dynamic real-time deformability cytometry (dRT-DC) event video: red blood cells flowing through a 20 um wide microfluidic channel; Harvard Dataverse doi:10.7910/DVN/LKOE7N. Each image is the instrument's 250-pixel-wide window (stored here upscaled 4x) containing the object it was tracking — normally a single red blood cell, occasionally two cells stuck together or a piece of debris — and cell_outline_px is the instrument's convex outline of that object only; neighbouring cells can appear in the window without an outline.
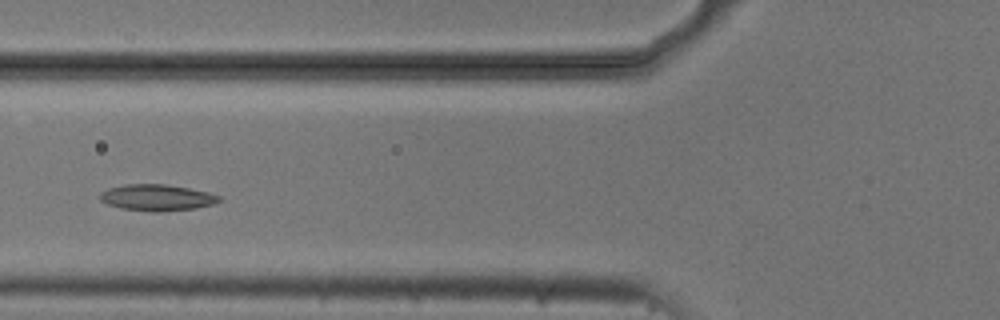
{"species": "common noctule bat (a hibernating species)", "species_latin": "Nyctalus noctula", "temperature_condition": "cold", "stored_images_in_passage": 6, "camera_frame_rate_fps": 3000, "um_per_image_px": 0.085, "animal": {"sex": "male", "body_mass_g": 20.5, "forearm_length_mm": 52.5}, "frame": {"image": 1, "passage_image": 4, "time_ms": 1.0, "image_size_px": [1000, 320], "cell_outline_px": [[220, 200], [212, 204], [196, 208], [160, 212], [152, 212], [120, 208], [108, 204], [100, 200], [100, 192], [108, 188], [124, 184], [164, 184], [188, 188], [208, 192], [220, 196]], "centroid_in_image_um": [13.3, 16.79], "position_along_channel_um": 112.5, "area_um2": 18.26}}
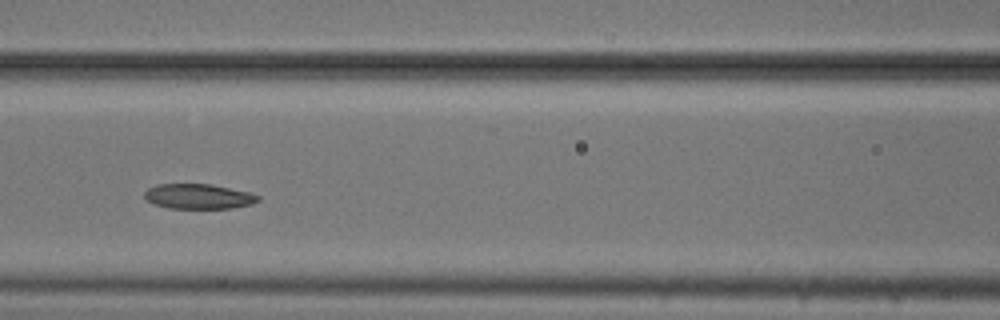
{"frame": {"image": 2, "passage_image": 5, "time_ms": 1.333, "image_size_px": [1000, 320], "cell_outline_px": [[260, 200], [252, 204], [232, 208], [168, 208], [152, 204], [144, 196], [144, 192], [148, 188], [156, 184], [208, 184], [248, 192], [260, 196]], "centroid_in_image_um": [16.84, 16.7], "position_along_channel_um": 149.8, "area_um2": 16.47}}
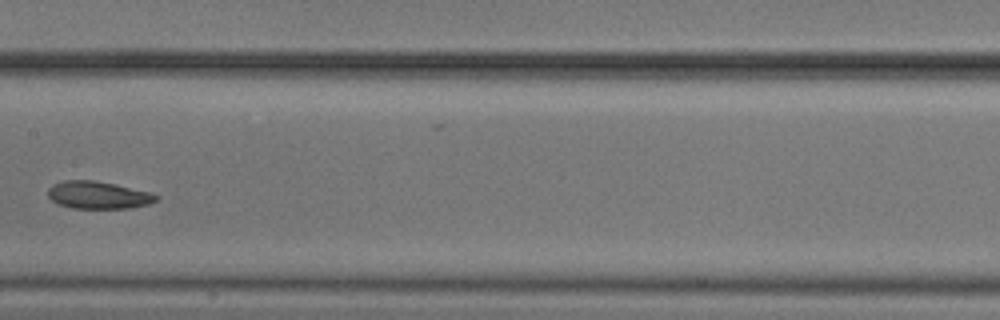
{"frame": {"image": 3, "passage_image": 6, "time_ms": 1.667, "image_size_px": [1000, 320], "cell_outline_px": [[160, 196], [156, 200], [148, 204], [128, 208], [72, 208], [56, 204], [48, 196], [48, 188], [52, 184], [64, 180], [92, 180], [112, 184], [148, 192]], "centroid_in_image_um": [8.28, 16.58], "position_along_channel_um": 199.1, "area_um2": 17.11}}